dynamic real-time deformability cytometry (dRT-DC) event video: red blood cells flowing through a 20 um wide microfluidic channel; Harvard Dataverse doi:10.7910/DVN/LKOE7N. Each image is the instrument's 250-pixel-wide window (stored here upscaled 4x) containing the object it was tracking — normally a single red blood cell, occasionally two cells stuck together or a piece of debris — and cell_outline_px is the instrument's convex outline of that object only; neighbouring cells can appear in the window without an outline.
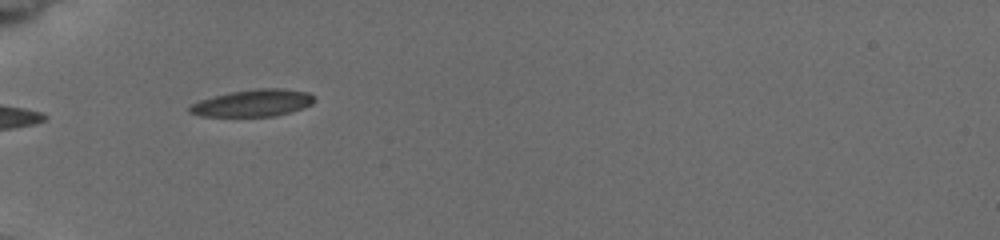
{"species": "common noctule bat (a hibernating species)", "species_latin": "Nyctalus noctula", "temperature_condition": "cold", "stored_images_in_passage": 8, "camera_frame_rate_fps": 3000, "um_per_image_px": 0.085, "animal": {"sex": "female", "body_mass_g": 19.5, "forearm_length_mm": 54.1}, "frame": {"image": 1, "passage_image": 1, "time_ms": 0.0, "image_size_px": [1000, 240], "cell_outline_px": [[316, 100], [312, 104], [304, 108], [276, 116], [200, 116], [188, 112], [188, 108], [192, 104], [200, 100], [232, 92], [260, 88], [280, 88], [308, 92], [316, 96]], "centroid_in_image_um": [21.56, 8.76], "position_along_channel_um": 63.4, "area_um2": 19.59}}
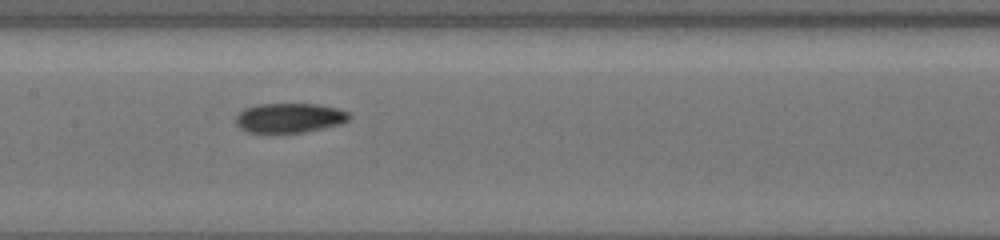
{"frame": {"image": 2, "passage_image": 5, "time_ms": 3.333, "image_size_px": [1000, 240], "cell_outline_px": [[352, 116], [348, 120], [340, 124], [304, 132], [248, 132], [240, 128], [236, 124], [236, 116], [244, 108], [256, 104], [320, 104], [336, 108], [348, 112]], "centroid_in_image_um": [24.61, 10.01], "position_along_channel_um": 182.8, "area_um2": 19.48}}
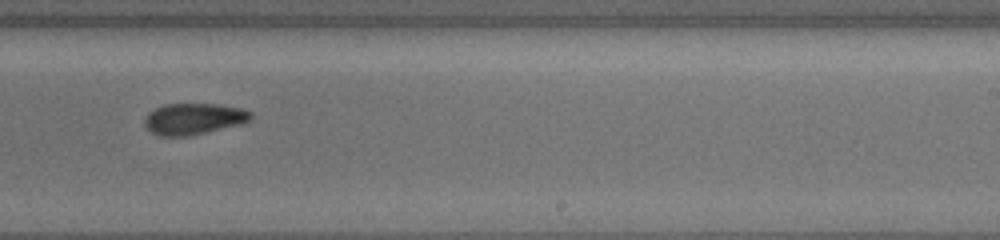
{"frame": {"image": 3, "passage_image": 7, "time_ms": 5.667, "image_size_px": [1000, 240], "cell_outline_px": [[252, 116], [248, 120], [236, 124], [188, 136], [160, 136], [152, 132], [144, 124], [144, 120], [148, 112], [164, 104], [216, 104], [244, 108], [252, 112]], "centroid_in_image_um": [16.42, 10.08], "position_along_channel_um": 272.6, "area_um2": 19.02}}